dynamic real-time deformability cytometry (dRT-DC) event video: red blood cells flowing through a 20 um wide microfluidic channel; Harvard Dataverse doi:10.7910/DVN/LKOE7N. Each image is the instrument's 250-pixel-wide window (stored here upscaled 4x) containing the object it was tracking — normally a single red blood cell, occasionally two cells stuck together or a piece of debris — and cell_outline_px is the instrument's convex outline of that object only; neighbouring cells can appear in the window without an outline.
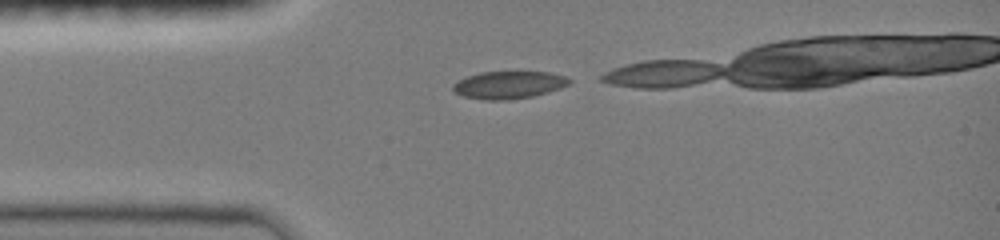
{"species": "common noctule bat (a hibernating species)", "species_latin": "Nyctalus noctula", "temperature_condition": "room temperature", "stored_images_in_passage": 6, "camera_frame_rate_fps": 3000, "um_per_image_px": 0.085, "animal": {"sex": "female", "body_mass_g": 19.0, "forearm_length_mm": 51.5}, "frame": {"image": 1, "passage_image": 1, "time_ms": 0.0, "image_size_px": [1000, 240], "cell_outline_px": [[572, 80], [568, 84], [560, 88], [548, 92], [532, 96], [508, 100], [484, 100], [464, 96], [456, 92], [452, 88], [452, 84], [468, 76], [480, 72], [548, 72], [564, 76]], "centroid_in_image_um": [43.24, 7.22], "position_along_channel_um": 41.8, "area_um2": 18.44}}